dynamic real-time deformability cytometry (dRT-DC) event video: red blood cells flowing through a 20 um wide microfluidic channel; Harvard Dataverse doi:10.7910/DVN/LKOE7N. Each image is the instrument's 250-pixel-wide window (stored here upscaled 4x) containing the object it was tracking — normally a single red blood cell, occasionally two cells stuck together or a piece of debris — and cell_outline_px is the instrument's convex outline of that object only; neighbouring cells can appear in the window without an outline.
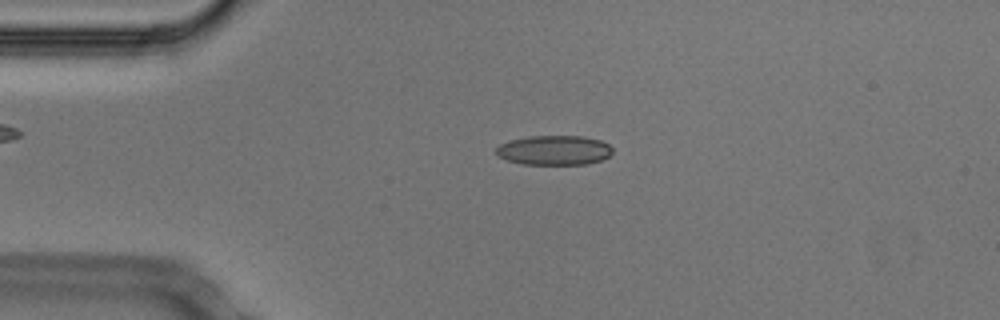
{"species": "Egyptian fruit bat (a non-hibernating species)", "species_latin": "Rousettus aegyptiacus", "temperature_condition": "cold", "stored_images_in_passage": 42, "camera_frame_rate_fps": 3000, "um_per_image_px": 0.085, "animal": {"sex": "male"}, "frame": {"image": 1, "passage_image": 1, "time_ms": 0.0, "image_size_px": [1000, 320], "cell_outline_px": [[612, 152], [608, 156], [600, 160], [588, 164], [524, 164], [508, 160], [500, 156], [496, 152], [496, 148], [500, 144], [508, 140], [528, 136], [584, 136], [600, 140], [608, 144], [612, 148]], "centroid_in_image_um": [47.11, 12.76], "position_along_channel_um": 37.9, "area_um2": 20.0}}
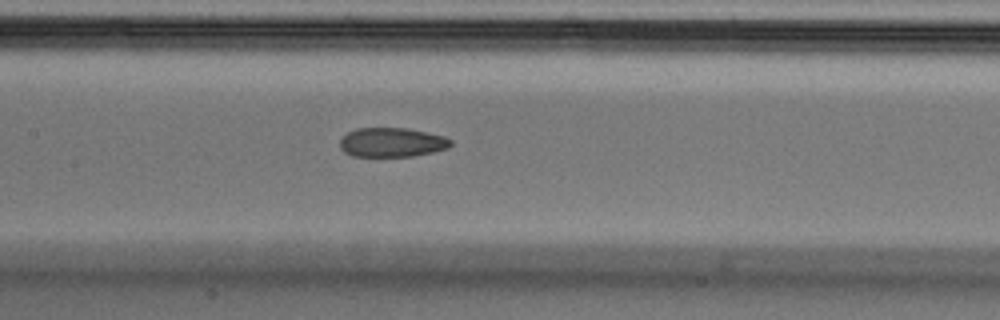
{"frame": {"image": 2, "passage_image": 14, "time_ms": 4.333, "image_size_px": [1000, 320], "cell_outline_px": [[452, 144], [448, 148], [432, 152], [412, 156], [352, 156], [344, 152], [340, 148], [340, 140], [348, 132], [356, 128], [408, 128], [444, 136], [452, 140]], "centroid_in_image_um": [33.31, 12.1], "position_along_channel_um": 174.1, "area_um2": 18.9}}
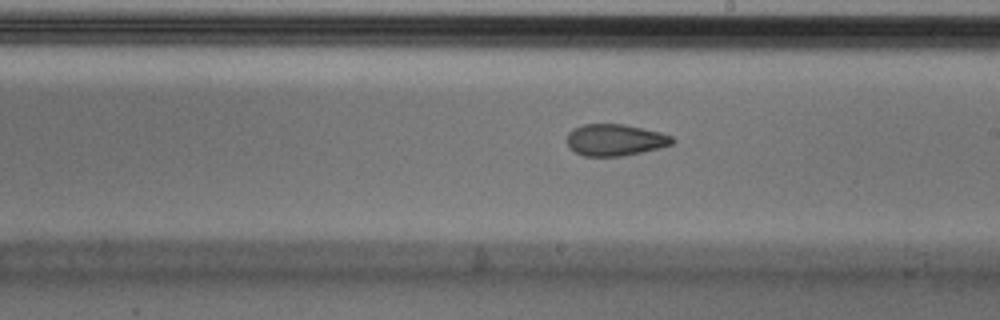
{"frame": {"image": 3, "passage_image": 19, "time_ms": 6.0, "image_size_px": [1000, 320], "cell_outline_px": [[676, 140], [672, 144], [660, 148], [620, 156], [584, 156], [568, 148], [568, 132], [572, 128], [584, 124], [624, 124], [660, 132], [672, 136]], "centroid_in_image_um": [52.28, 11.89], "position_along_channel_um": 236.7, "area_um2": 19.42}, "authors_computed_cell_mechanics": {"area_um2": 20.4612, "velocity_mm_per_s": 3.7748, "shape_relaxation_time_tau1_ms": null, "shape_relaxation_time_tau2_ms": 2.8881, "deformation_change_tau1": null, "deformation_change_tau2": 0.0933}}